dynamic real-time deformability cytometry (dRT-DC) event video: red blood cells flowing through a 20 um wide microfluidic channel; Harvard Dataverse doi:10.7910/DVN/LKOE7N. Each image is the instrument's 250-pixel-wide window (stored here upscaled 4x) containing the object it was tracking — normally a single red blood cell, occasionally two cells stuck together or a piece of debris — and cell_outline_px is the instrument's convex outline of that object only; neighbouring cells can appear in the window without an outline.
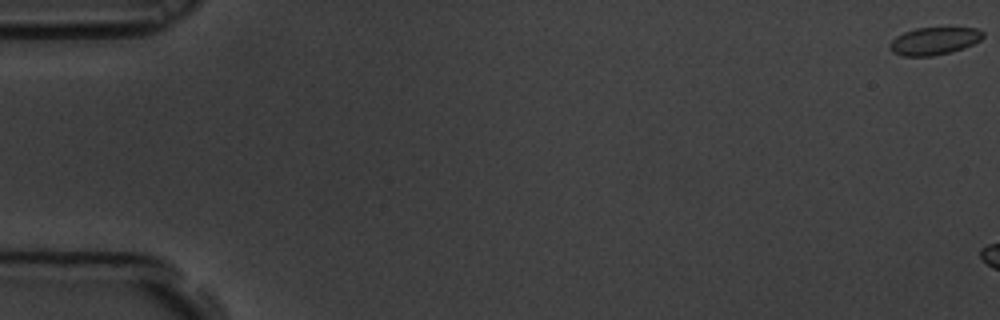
{"species": "common noctule bat (a hibernating species)", "species_latin": "Nyctalus noctula", "temperature_condition": "room temperature", "stored_images_in_passage": 7, "camera_frame_rate_fps": 3000, "um_per_image_px": 0.085, "animal": {"sex": "male", "body_mass_g": 19.5, "forearm_length_mm": 54.6}, "frame": {"image": 1, "passage_image": 1, "time_ms": 0.0, "image_size_px": [1000, 320], "cell_outline_px": [[984, 36], [980, 40], [964, 48], [932, 56], [900, 56], [892, 52], [888, 48], [888, 44], [896, 36], [904, 32], [916, 28], [976, 28], [984, 32]], "centroid_in_image_um": [79.36, 3.49], "position_along_channel_um": 5.6, "area_um2": 14.97}}